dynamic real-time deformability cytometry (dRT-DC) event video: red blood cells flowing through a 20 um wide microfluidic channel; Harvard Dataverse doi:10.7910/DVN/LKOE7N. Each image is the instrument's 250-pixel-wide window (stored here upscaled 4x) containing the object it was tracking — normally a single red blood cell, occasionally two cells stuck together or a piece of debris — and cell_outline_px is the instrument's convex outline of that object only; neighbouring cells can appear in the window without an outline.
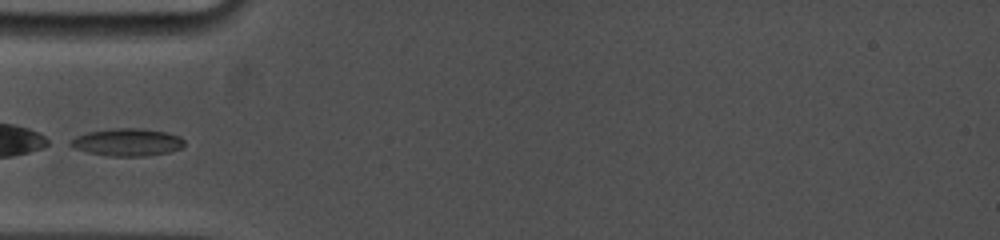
{"species": "common noctule bat (a hibernating species)", "species_latin": "Nyctalus noctula", "temperature_condition": "cold", "stored_images_in_passage": 7, "camera_frame_rate_fps": 5000, "um_per_image_px": 0.085, "animal": {"sex": "female", "body_mass_g": 19.0, "forearm_length_mm": 53.3}, "frame": {"image": 1, "passage_image": 1, "time_ms": 0.0, "image_size_px": [1000, 240], "cell_outline_px": [[184, 144], [180, 148], [168, 152], [144, 156], [108, 156], [88, 152], [76, 148], [68, 144], [68, 140], [76, 136], [88, 132], [112, 128], [144, 128], [168, 132], [180, 136], [184, 140]], "centroid_in_image_um": [10.81, 12.07], "position_along_channel_um": 74.2, "area_um2": 18.32}}
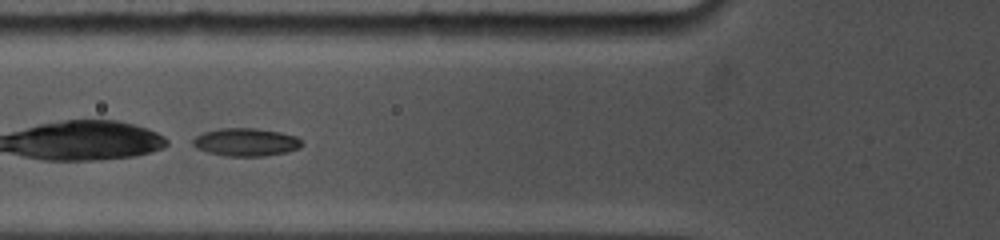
{"frame": {"image": 2, "passage_image": 6, "time_ms": 0.8, "image_size_px": [1000, 240], "cell_outline_px": [[304, 144], [300, 148], [288, 152], [264, 156], [224, 156], [208, 152], [196, 148], [192, 144], [192, 140], [196, 136], [204, 132], [220, 128], [256, 128], [280, 132], [296, 136]], "centroid_in_image_um": [20.91, 12.08], "position_along_channel_um": 104.9, "area_um2": 17.86}}